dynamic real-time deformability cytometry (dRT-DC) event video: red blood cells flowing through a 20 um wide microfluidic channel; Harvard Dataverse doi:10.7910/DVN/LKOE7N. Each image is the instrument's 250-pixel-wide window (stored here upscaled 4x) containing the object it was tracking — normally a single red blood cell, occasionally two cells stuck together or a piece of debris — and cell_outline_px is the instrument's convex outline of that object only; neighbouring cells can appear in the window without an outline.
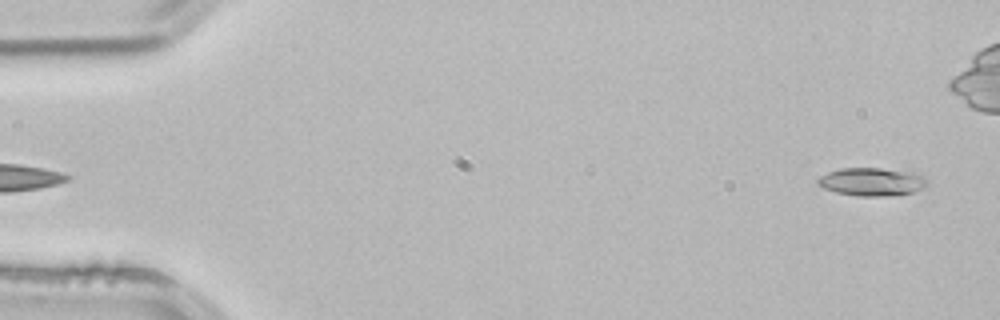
{"species": "common noctule bat (a hibernating species)", "species_latin": "Nyctalus noctula", "temperature_condition": "room temperature", "stored_images_in_passage": 2, "camera_frame_rate_fps": 3000, "um_per_image_px": 0.085, "animal": {"sex": "male", "body_mass_g": 21.5, "forearm_length_mm": 52.0}, "frame": {"image": 1, "passage_image": 2, "time_ms": 0.333, "image_size_px": [1000, 320], "cell_outline_px": [[928, 184], [924, 188], [900, 196], [860, 196], [836, 192], [820, 188], [816, 184], [816, 180], [820, 176], [828, 172], [840, 168], [880, 168], [912, 172], [924, 176], [928, 180]], "centroid_in_image_um": [74.1, 15.46], "position_along_channel_um": 10.9, "area_um2": 18.26}}